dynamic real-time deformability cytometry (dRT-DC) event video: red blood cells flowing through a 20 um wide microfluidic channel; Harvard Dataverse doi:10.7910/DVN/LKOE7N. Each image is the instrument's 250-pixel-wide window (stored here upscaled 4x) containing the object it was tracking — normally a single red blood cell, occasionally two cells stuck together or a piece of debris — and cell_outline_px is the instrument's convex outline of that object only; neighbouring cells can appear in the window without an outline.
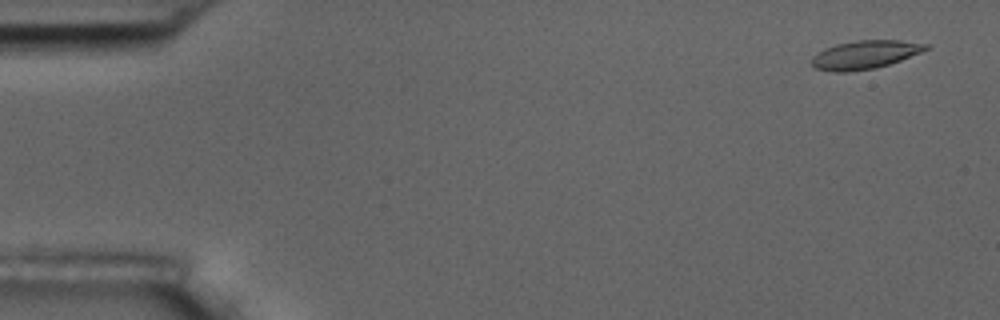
{"species": "common noctule bat (a hibernating species)", "species_latin": "Nyctalus noctula", "temperature_condition": "room temperature", "stored_images_in_passage": 4, "camera_frame_rate_fps": 3000, "um_per_image_px": 0.085, "animal": {"sex": "male", "body_mass_g": 17.5, "forearm_length_mm": 52.3}, "frame": {"image": 1, "passage_image": 1, "time_ms": 0.0, "image_size_px": [1000, 320], "cell_outline_px": [[928, 48], [920, 52], [900, 60], [876, 68], [848, 72], [832, 72], [812, 68], [812, 56], [824, 48], [836, 44], [856, 40], [900, 40], [928, 44]], "centroid_in_image_um": [73.45, 4.65], "position_along_channel_um": 11.5, "area_um2": 18.9}}